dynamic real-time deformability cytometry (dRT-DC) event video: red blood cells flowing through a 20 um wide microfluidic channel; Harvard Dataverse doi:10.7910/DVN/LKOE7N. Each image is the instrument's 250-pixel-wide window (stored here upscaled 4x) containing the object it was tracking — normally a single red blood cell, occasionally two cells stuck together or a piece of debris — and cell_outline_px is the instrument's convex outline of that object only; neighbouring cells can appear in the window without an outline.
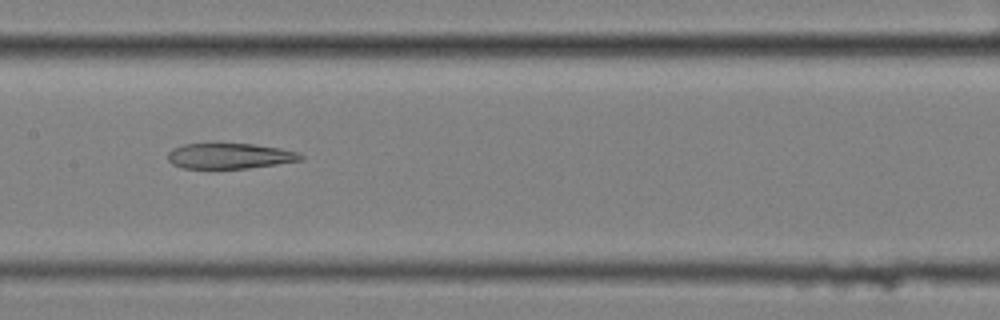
{"species": "common noctule bat (a hibernating species)", "species_latin": "Nyctalus noctula", "temperature_condition": "cold", "stored_images_in_passage": 9, "camera_frame_rate_fps": 3000, "um_per_image_px": 0.085, "animal": {"sex": "female", "body_mass_g": 25.1}, "frame": {"image": 1, "passage_image": 8, "time_ms": 2.333, "image_size_px": [1000, 320], "cell_outline_px": [[304, 156], [300, 160], [276, 164], [248, 168], [184, 168], [172, 164], [168, 160], [168, 152], [172, 148], [184, 144], [212, 140], [216, 140], [256, 144], [280, 148], [296, 152]], "centroid_in_image_um": [19.44, 13.19], "position_along_channel_um": 188.0, "area_um2": 20.63}}
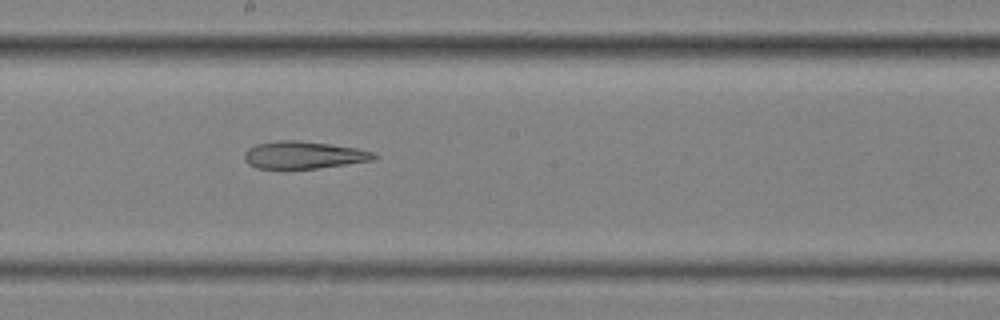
{"frame": {"image": 2, "passage_image": 9, "time_ms": 2.667, "image_size_px": [1000, 320], "cell_outline_px": [[376, 160], [320, 168], [288, 172], [284, 172], [256, 168], [248, 164], [244, 160], [244, 152], [248, 148], [256, 144], [276, 140], [296, 140], [328, 144], [356, 148], [372, 152], [376, 156]], "centroid_in_image_um": [25.71, 13.23], "position_along_channel_um": 222.5, "area_um2": 21.62}}